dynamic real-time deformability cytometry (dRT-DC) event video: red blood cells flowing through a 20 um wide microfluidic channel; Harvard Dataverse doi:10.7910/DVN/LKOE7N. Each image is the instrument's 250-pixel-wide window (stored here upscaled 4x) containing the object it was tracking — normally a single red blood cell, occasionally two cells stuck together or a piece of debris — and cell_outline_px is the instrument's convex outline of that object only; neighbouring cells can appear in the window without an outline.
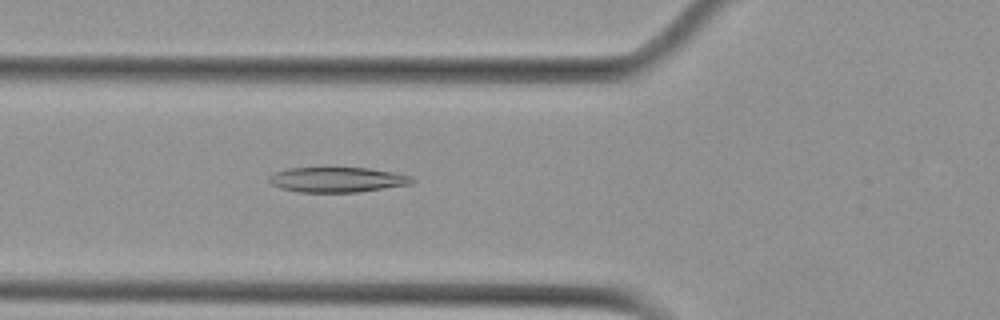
{"species": "Egyptian fruit bat (a non-hibernating species)", "species_latin": "Rousettus aegyptiacus", "temperature_condition": "cold", "stored_images_in_passage": 3, "camera_frame_rate_fps": 3000, "um_per_image_px": 0.085, "animal": {"sex": "female"}, "frame": {"image": 1, "passage_image": 3, "time_ms": 3.333, "image_size_px": [1000, 320], "cell_outline_px": [[416, 180], [412, 184], [356, 192], [300, 192], [280, 188], [272, 184], [268, 180], [268, 176], [276, 172], [288, 168], [368, 168], [392, 172], [412, 176]], "centroid_in_image_um": [28.67, 15.27], "position_along_channel_um": 97.1, "area_um2": 20.81}}